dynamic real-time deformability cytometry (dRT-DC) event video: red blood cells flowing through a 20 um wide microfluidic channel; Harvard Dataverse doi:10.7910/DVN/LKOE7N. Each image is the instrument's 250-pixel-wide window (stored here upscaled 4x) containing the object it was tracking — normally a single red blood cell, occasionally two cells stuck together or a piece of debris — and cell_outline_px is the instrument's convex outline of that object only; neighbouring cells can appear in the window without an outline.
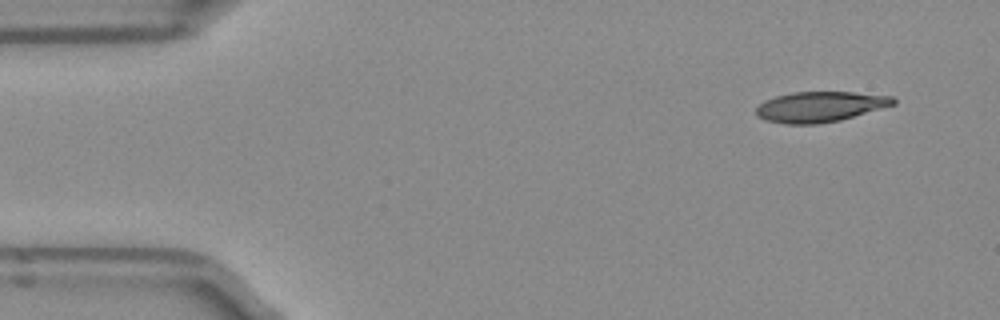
{"species": "Egyptian fruit bat (a non-hibernating species)", "species_latin": "Rousettus aegyptiacus", "temperature_condition": "room temperature", "stored_images_in_passage": 48, "camera_frame_rate_fps": 3000, "um_per_image_px": 0.085, "frame": {"image": 1, "passage_image": 1, "time_ms": 0.0, "image_size_px": [1000, 320], "cell_outline_px": [[896, 104], [840, 120], [816, 124], [784, 124], [764, 120], [756, 116], [756, 108], [764, 100], [776, 96], [792, 92], [852, 92], [892, 96], [896, 100]], "centroid_in_image_um": [69.67, 9.07], "position_along_channel_um": 15.3, "area_um2": 24.33}}
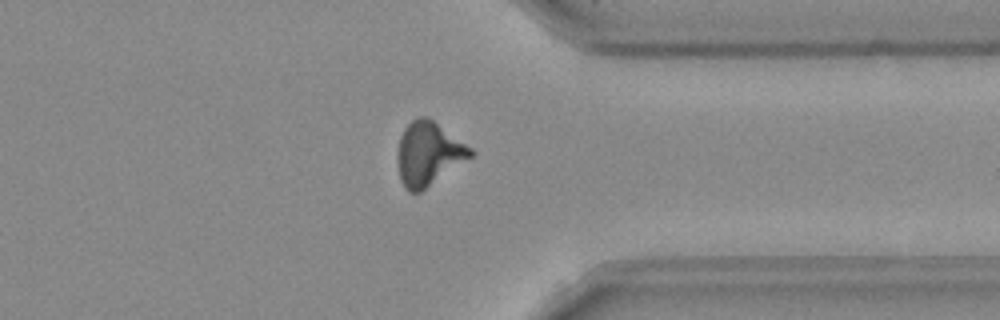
{"frame": {"image": 2, "passage_image": 36, "time_ms": 11.667, "image_size_px": [1000, 320], "cell_outline_px": [[476, 152], [472, 156], [420, 192], [408, 192], [404, 188], [400, 180], [396, 160], [396, 156], [400, 136], [404, 128], [416, 116], [428, 116], [472, 148]], "centroid_in_image_um": [36.38, 13.05], "position_along_channel_um": 375.0, "area_um2": 27.22}}
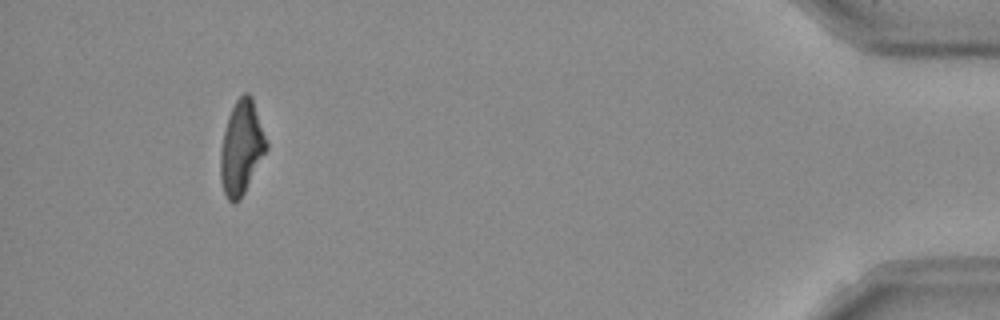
{"frame": {"image": 3, "passage_image": 44, "time_ms": 14.333, "image_size_px": [1000, 320], "cell_outline_px": [[268, 148], [240, 200], [232, 204], [228, 200], [224, 192], [220, 180], [220, 152], [224, 132], [228, 116], [236, 100], [244, 92], [248, 92], [252, 96], [268, 144]], "centroid_in_image_um": [20.52, 12.56], "position_along_channel_um": 414.7, "area_um2": 25.03}, "authors_computed_cell_mechanics": {"area_um2": 25.6921, "velocity_mm_per_s": 3.957, "shape_relaxation_time_tau1_ms": 8.5769, "shape_relaxation_time_tau2_ms": 4.065, "deformation_change_tau1": 0.2514, "deformation_change_tau2": 0.1418}}